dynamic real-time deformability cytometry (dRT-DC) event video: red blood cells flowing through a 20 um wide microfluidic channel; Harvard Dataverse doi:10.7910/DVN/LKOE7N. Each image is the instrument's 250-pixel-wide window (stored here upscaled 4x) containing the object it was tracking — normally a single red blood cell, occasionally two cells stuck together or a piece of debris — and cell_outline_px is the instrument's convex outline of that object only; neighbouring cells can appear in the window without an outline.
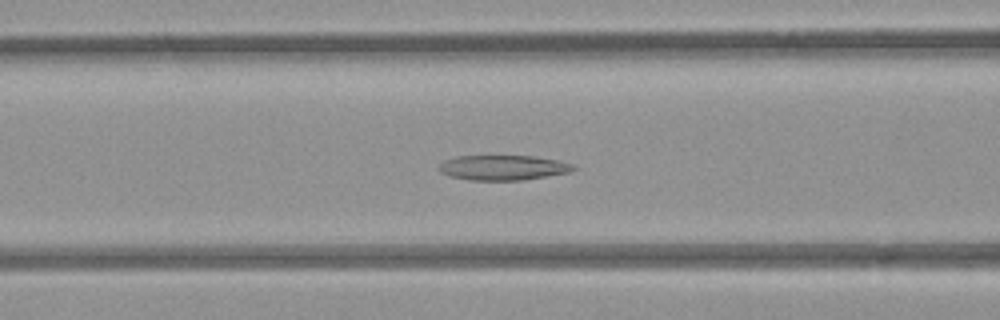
{"species": "common noctule bat (a hibernating species)", "species_latin": "Nyctalus noctula", "temperature_condition": "room temperature", "stored_images_in_passage": 52, "camera_frame_rate_fps": 3000, "um_per_image_px": 0.085, "animal": {"sex": "female", "body_mass_g": 21.9}, "frame": {"image": 1, "passage_image": 20, "time_ms": 6.333, "image_size_px": [1000, 320], "cell_outline_px": [[576, 168], [568, 172], [524, 180], [468, 180], [448, 176], [440, 172], [436, 168], [444, 160], [456, 156], [536, 156], [556, 160], [572, 164]], "centroid_in_image_um": [42.69, 14.25], "position_along_channel_um": 123.9, "area_um2": 19.59}}
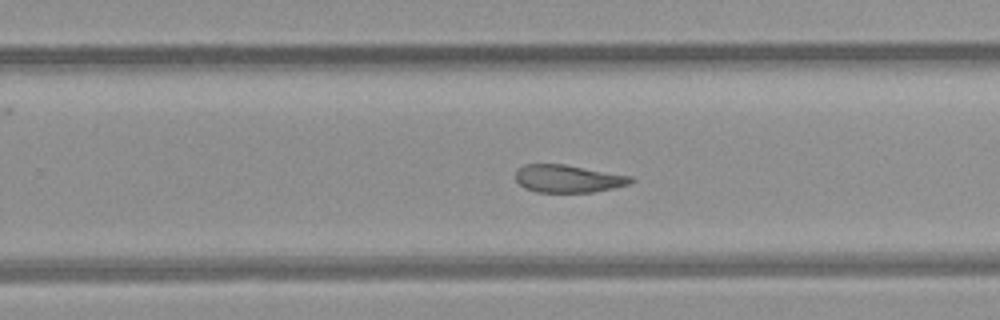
{"frame": {"image": 2, "passage_image": 32, "time_ms": 10.333, "image_size_px": [1000, 320], "cell_outline_px": [[636, 180], [632, 184], [616, 188], [592, 192], [536, 192], [524, 188], [516, 180], [516, 168], [524, 164], [564, 164], [632, 176]], "centroid_in_image_um": [48.32, 15.19], "position_along_channel_um": 281.5, "area_um2": 18.84}}
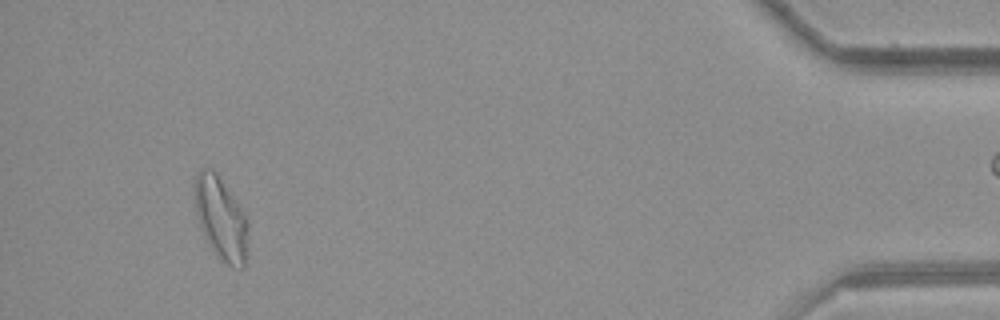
{"frame": {"image": 3, "passage_image": 48, "time_ms": 15.667, "image_size_px": [1000, 320], "cell_outline_px": [[248, 248], [244, 268], [232, 268], [220, 260], [208, 244], [200, 228], [196, 212], [192, 184], [200, 168], [212, 168], [216, 172], [244, 212], [248, 220]], "centroid_in_image_um": [18.77, 18.58], "position_along_channel_um": 416.4, "area_um2": 26.41}, "authors_computed_cell_mechanics": {"area_um2": 21.9062, "velocity_mm_per_s": 3.9495, "shape_relaxation_time_tau1_ms": null, "shape_relaxation_time_tau2_ms": 3.8459, "deformation_change_tau1": null, "deformation_change_tau2": 0.1205}}